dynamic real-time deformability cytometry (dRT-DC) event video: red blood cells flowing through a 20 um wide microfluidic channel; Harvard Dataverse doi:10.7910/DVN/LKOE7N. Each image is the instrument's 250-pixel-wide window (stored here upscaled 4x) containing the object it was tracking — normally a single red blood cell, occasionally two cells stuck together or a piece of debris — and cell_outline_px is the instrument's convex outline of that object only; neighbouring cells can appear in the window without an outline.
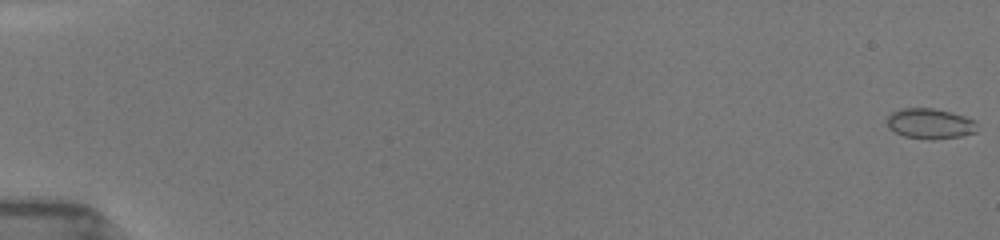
{"species": "common noctule bat (a hibernating species)", "species_latin": "Nyctalus noctula", "temperature_condition": "room temperature", "stored_images_in_passage": 45, "camera_frame_rate_fps": 3000, "um_per_image_px": 0.085, "animal": {"sex": "female", "body_mass_g": 19.5, "forearm_length_mm": 54.1}, "frame": {"image": 1, "passage_image": 1, "time_ms": 0.0, "image_size_px": [1000, 240], "cell_outline_px": [[976, 132], [960, 136], [904, 136], [888, 128], [888, 116], [892, 112], [900, 108], [932, 108], [952, 112], [976, 120]], "centroid_in_image_um": [79.05, 10.44], "position_along_channel_um": 6.0, "area_um2": 15.14}}
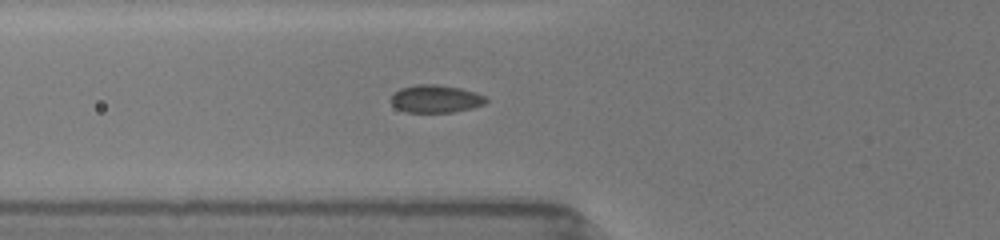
{"frame": {"image": 2, "passage_image": 31, "time_ms": 6.667, "image_size_px": [1000, 240], "cell_outline_px": [[488, 100], [484, 104], [472, 108], [452, 112], [404, 112], [396, 108], [388, 100], [400, 88], [416, 84], [436, 84], [460, 88], [476, 92], [484, 96]], "centroid_in_image_um": [37.01, 8.4], "position_along_channel_um": 88.8, "area_um2": 15.43}}
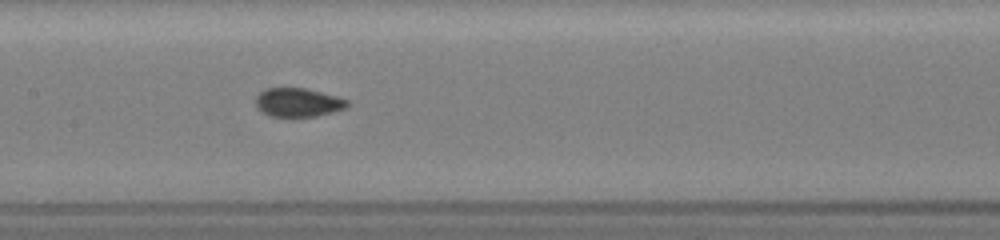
{"frame": {"image": 3, "passage_image": 44, "time_ms": 9.0, "image_size_px": [1000, 240], "cell_outline_px": [[352, 104], [348, 108], [316, 116], [268, 116], [256, 108], [256, 96], [264, 88], [304, 88], [336, 96], [348, 100]], "centroid_in_image_um": [25.34, 8.71], "position_along_channel_um": 182.1, "area_um2": 15.43}}